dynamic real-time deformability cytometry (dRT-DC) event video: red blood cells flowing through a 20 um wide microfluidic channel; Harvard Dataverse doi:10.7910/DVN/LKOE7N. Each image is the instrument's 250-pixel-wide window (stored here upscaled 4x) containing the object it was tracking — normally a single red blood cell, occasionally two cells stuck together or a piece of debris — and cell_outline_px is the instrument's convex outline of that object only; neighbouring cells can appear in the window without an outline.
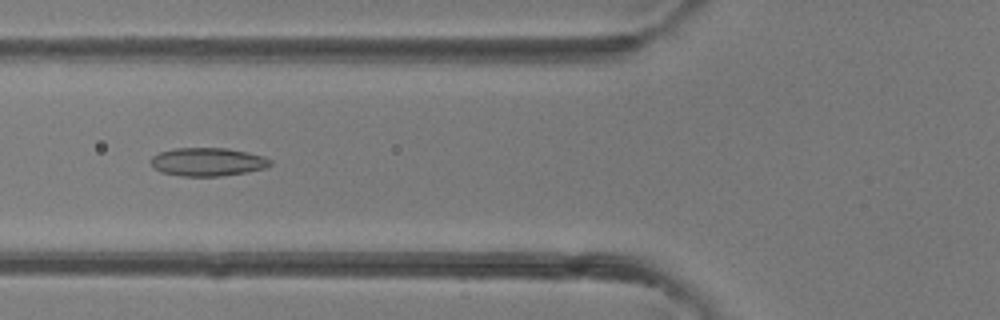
{"species": "common noctule bat (a hibernating species)", "species_latin": "Nyctalus noctula", "temperature_condition": "room temperature", "stored_images_in_passage": 4, "camera_frame_rate_fps": 3000, "um_per_image_px": 0.085, "animal": {"sex": "female"}, "frame": {"image": 1, "passage_image": 4, "time_ms": 3.333, "image_size_px": [1000, 320], "cell_outline_px": [[272, 164], [264, 168], [248, 172], [220, 176], [180, 176], [160, 172], [148, 160], [152, 156], [160, 152], [176, 148], [228, 148], [248, 152], [264, 156], [272, 160]], "centroid_in_image_um": [17.66, 13.76], "position_along_channel_um": 108.1, "area_um2": 19.83}}